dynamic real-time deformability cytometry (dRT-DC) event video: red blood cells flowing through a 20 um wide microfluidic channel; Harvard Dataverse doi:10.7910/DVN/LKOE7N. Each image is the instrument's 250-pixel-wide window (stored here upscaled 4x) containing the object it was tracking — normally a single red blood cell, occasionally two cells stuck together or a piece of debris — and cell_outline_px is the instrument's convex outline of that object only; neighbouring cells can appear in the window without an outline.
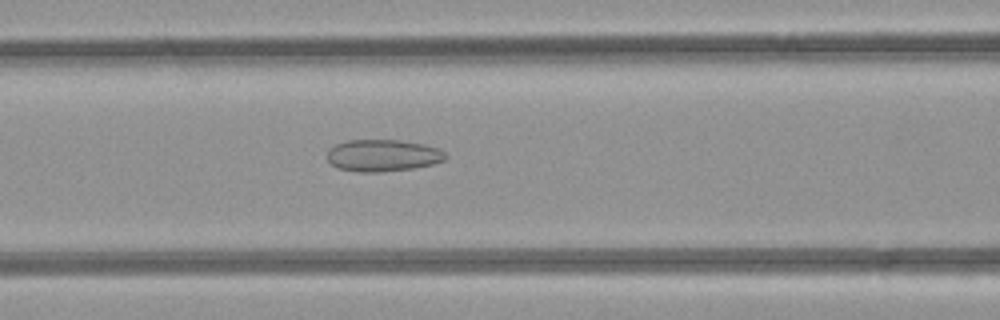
{"species": "common noctule bat (a hibernating species)", "species_latin": "Nyctalus noctula", "temperature_condition": "room temperature", "stored_images_in_passage": 37, "camera_frame_rate_fps": 3000, "um_per_image_px": 0.085, "animal": {"sex": "female", "body_mass_g": 21.9}, "frame": {"image": 1, "passage_image": 10, "time_ms": 3.0, "image_size_px": [1000, 320], "cell_outline_px": [[448, 156], [444, 160], [432, 164], [412, 168], [376, 172], [360, 172], [336, 168], [328, 160], [328, 152], [336, 144], [348, 140], [400, 140], [424, 144], [440, 148]], "centroid_in_image_um": [32.56, 13.21], "position_along_channel_um": 134.0, "area_um2": 21.91}}
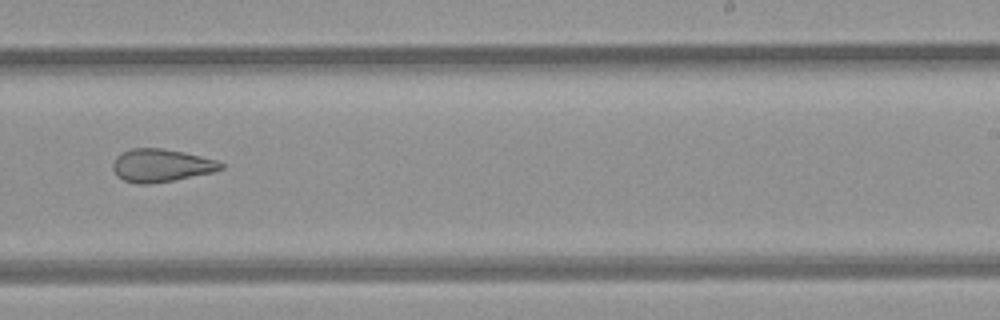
{"frame": {"image": 2, "passage_image": 20, "time_ms": 6.333, "image_size_px": [1000, 320], "cell_outline_px": [[224, 168], [212, 172], [172, 180], [148, 184], [136, 184], [124, 180], [116, 176], [112, 168], [112, 164], [116, 156], [120, 152], [132, 148], [160, 148], [184, 152], [216, 160], [224, 164]], "centroid_in_image_um": [13.65, 14.06], "position_along_channel_um": 275.4, "area_um2": 20.69}}
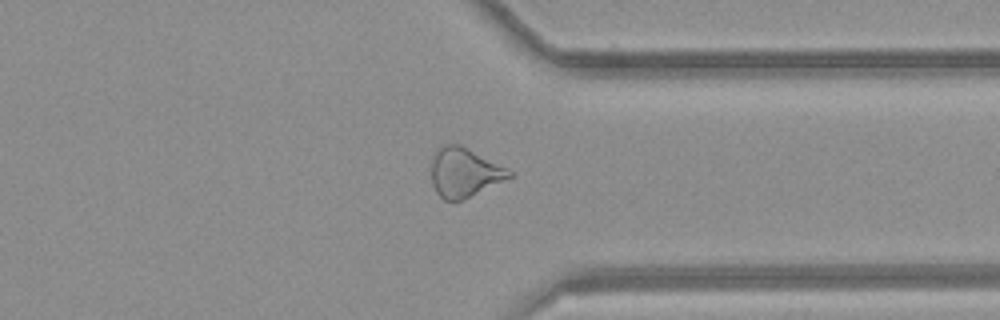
{"frame": {"image": 3, "passage_image": 27, "time_ms": 8.667, "image_size_px": [1000, 320], "cell_outline_px": [[516, 172], [508, 180], [460, 200], [444, 200], [436, 192], [432, 184], [432, 160], [436, 152], [444, 144], [460, 144]], "centroid_in_image_um": [39.52, 14.66], "position_along_channel_um": 371.9, "area_um2": 22.31}}